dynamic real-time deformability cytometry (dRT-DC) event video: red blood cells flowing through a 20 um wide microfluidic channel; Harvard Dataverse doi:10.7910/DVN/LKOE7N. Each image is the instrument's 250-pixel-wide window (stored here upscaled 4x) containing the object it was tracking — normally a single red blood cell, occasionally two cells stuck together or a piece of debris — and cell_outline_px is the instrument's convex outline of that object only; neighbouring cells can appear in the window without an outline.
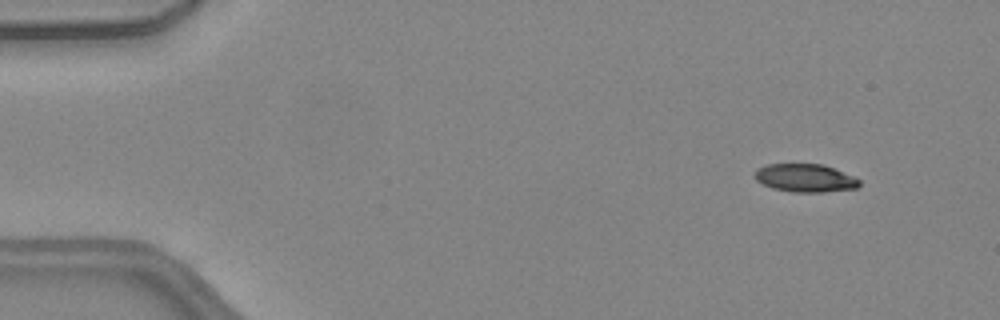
{"species": "common noctule bat (a hibernating species)", "species_latin": "Nyctalus noctula", "temperature_condition": "warm", "stored_images_in_passage": 49, "camera_frame_rate_fps": 3000, "um_per_image_px": 0.085, "animal": {"sex": "female", "body_mass_g": 24.6, "forearm_length_mm": 56.2}, "frame": {"image": 1, "passage_image": 4, "time_ms": 1.0, "image_size_px": [1000, 320], "cell_outline_px": [[860, 184], [856, 188], [824, 192], [792, 192], [772, 188], [756, 180], [756, 172], [764, 164], [824, 164], [856, 176], [860, 180]], "centroid_in_image_um": [68.5, 15.12], "position_along_channel_um": 16.5, "area_um2": 17.17}}
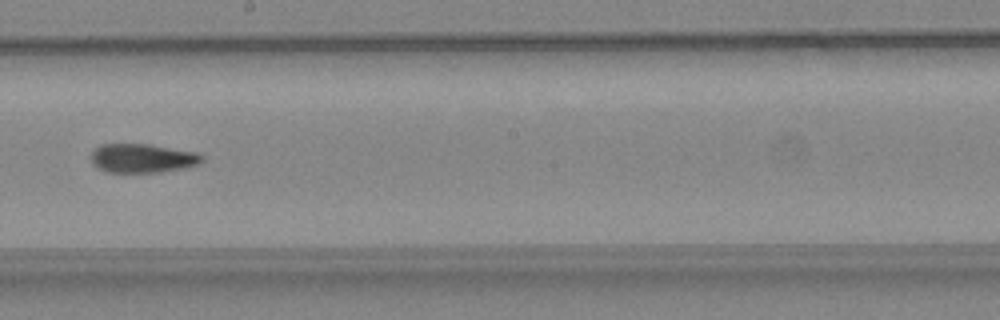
{"frame": {"image": 2, "passage_image": 28, "time_ms": 9.0, "image_size_px": [1000, 320], "cell_outline_px": [[204, 160], [200, 164], [184, 168], [160, 172], [104, 172], [96, 168], [92, 164], [92, 152], [100, 144], [148, 144], [200, 152], [204, 156]], "centroid_in_image_um": [12.15, 13.45], "position_along_channel_um": 236.1, "area_um2": 19.02}}
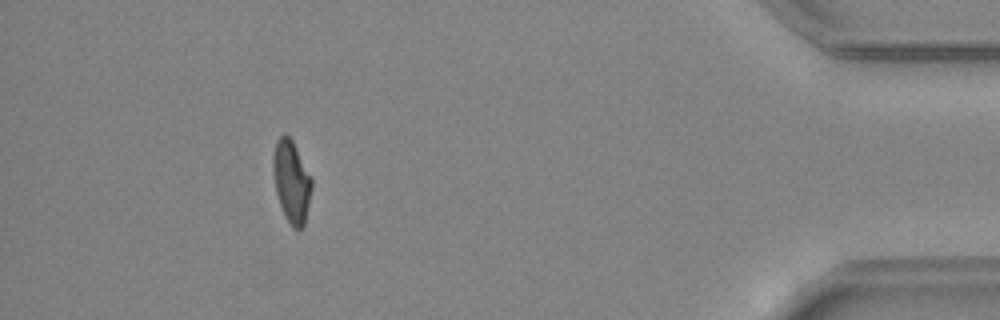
{"frame": {"image": 3, "passage_image": 45, "time_ms": 14.667, "image_size_px": [1000, 320], "cell_outline_px": [[312, 188], [304, 224], [300, 228], [292, 228], [280, 204], [276, 192], [272, 168], [272, 160], [276, 140], [284, 132], [292, 140], [312, 176]], "centroid_in_image_um": [24.78, 15.37], "position_along_channel_um": 410.4, "area_um2": 18.38}, "authors_computed_cell_mechanics": {"area_um2": 18.785, "velocity_mm_per_s": 4.1125, "shape_relaxation_time_tau1_ms": null, "shape_relaxation_time_tau2_ms": 3.0489, "deformation_change_tau1": null, "deformation_change_tau2": 0.0999}}